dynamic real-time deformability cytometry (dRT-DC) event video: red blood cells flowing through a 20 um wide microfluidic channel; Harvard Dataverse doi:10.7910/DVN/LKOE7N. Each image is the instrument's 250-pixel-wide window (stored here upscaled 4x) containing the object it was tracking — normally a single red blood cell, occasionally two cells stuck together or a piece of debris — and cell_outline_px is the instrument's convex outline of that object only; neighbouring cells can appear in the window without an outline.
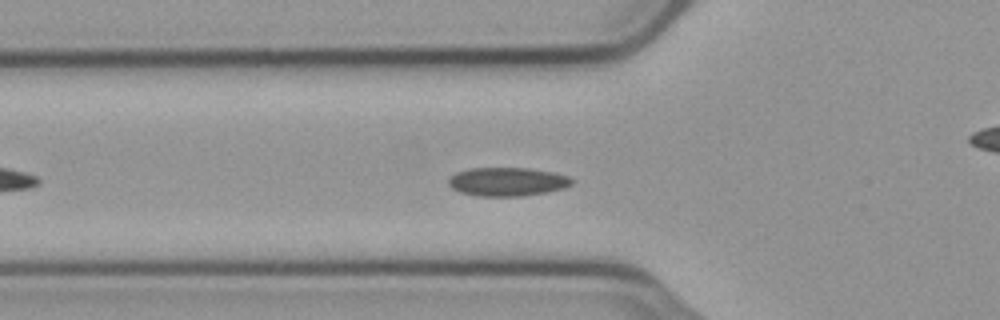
{"species": "common noctule bat (a hibernating species)", "species_latin": "Nyctalus noctula", "temperature_condition": "cold", "stored_images_in_passage": 34, "camera_frame_rate_fps": 3000, "um_per_image_px": 0.085, "animal": {"sex": "male", "body_mass_g": 23.1, "forearm_length_mm": 52.7}, "frame": {"image": 1, "passage_image": 8, "time_ms": 2.333, "image_size_px": [1000, 320], "cell_outline_px": [[576, 180], [572, 184], [564, 188], [544, 192], [520, 196], [476, 196], [460, 192], [452, 188], [448, 184], [448, 176], [456, 172], [468, 168], [528, 168], [552, 172], [568, 176]], "centroid_in_image_um": [43.09, 15.44], "position_along_channel_um": 82.7, "area_um2": 20.69}}
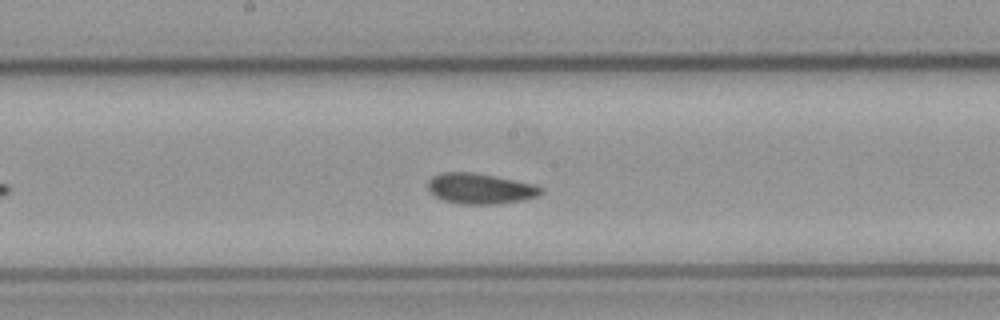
{"frame": {"image": 2, "passage_image": 18, "time_ms": 5.667, "image_size_px": [1000, 320], "cell_outline_px": [[544, 192], [536, 196], [524, 200], [496, 204], [460, 204], [444, 200], [428, 192], [428, 180], [432, 176], [440, 172], [472, 172], [536, 184], [544, 188]], "centroid_in_image_um": [40.82, 16.03], "position_along_channel_um": 207.4, "area_um2": 20.29}}
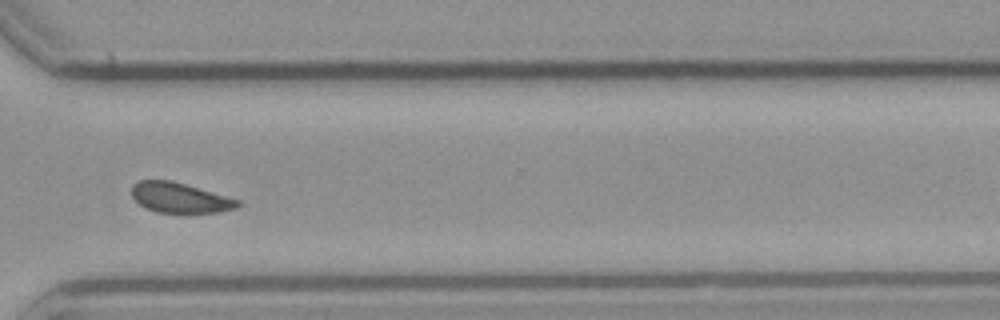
{"frame": {"image": 3, "passage_image": 30, "time_ms": 9.667, "image_size_px": [1000, 320], "cell_outline_px": [[240, 204], [236, 208], [220, 212], [156, 212], [144, 208], [132, 196], [132, 184], [140, 180], [168, 180], [184, 184], [240, 200]], "centroid_in_image_um": [15.26, 16.81], "position_along_channel_um": 355.3, "area_um2": 18.32}, "authors_computed_cell_mechanics": {"area_um2": 19.6809, "velocity_mm_per_s": 3.7062, "shape_relaxation_time_tau1_ms": null, "shape_relaxation_time_tau2_ms": 8.7768, "deformation_change_tau1": null, "deformation_change_tau2": 0.0911}}